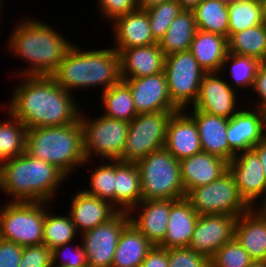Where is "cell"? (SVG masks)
<instances>
[{"instance_id": "cell-1", "label": "cell", "mask_w": 266, "mask_h": 267, "mask_svg": "<svg viewBox=\"0 0 266 267\" xmlns=\"http://www.w3.org/2000/svg\"><path fill=\"white\" fill-rule=\"evenodd\" d=\"M20 78L22 80H18L19 85L12 89L14 92L5 109L27 129L63 126L79 120L82 111L80 102L50 76Z\"/></svg>"}, {"instance_id": "cell-2", "label": "cell", "mask_w": 266, "mask_h": 267, "mask_svg": "<svg viewBox=\"0 0 266 267\" xmlns=\"http://www.w3.org/2000/svg\"><path fill=\"white\" fill-rule=\"evenodd\" d=\"M17 24V25H16ZM6 42V49L20 57L27 67L16 72L20 76H50L60 65L73 42L55 27L38 18H24L16 22ZM71 42V43H70Z\"/></svg>"}, {"instance_id": "cell-3", "label": "cell", "mask_w": 266, "mask_h": 267, "mask_svg": "<svg viewBox=\"0 0 266 267\" xmlns=\"http://www.w3.org/2000/svg\"><path fill=\"white\" fill-rule=\"evenodd\" d=\"M67 178L55 165L26 152L0 163V191L11 202L52 203Z\"/></svg>"}, {"instance_id": "cell-4", "label": "cell", "mask_w": 266, "mask_h": 267, "mask_svg": "<svg viewBox=\"0 0 266 267\" xmlns=\"http://www.w3.org/2000/svg\"><path fill=\"white\" fill-rule=\"evenodd\" d=\"M50 77L72 94L99 86L102 92L122 80L119 53L113 47L84 50L73 44Z\"/></svg>"}, {"instance_id": "cell-5", "label": "cell", "mask_w": 266, "mask_h": 267, "mask_svg": "<svg viewBox=\"0 0 266 267\" xmlns=\"http://www.w3.org/2000/svg\"><path fill=\"white\" fill-rule=\"evenodd\" d=\"M25 152L55 165L67 177L89 163L84 155L80 118L63 126L27 129Z\"/></svg>"}, {"instance_id": "cell-6", "label": "cell", "mask_w": 266, "mask_h": 267, "mask_svg": "<svg viewBox=\"0 0 266 267\" xmlns=\"http://www.w3.org/2000/svg\"><path fill=\"white\" fill-rule=\"evenodd\" d=\"M142 200H179L185 198L180 162L165 148L150 153L137 162Z\"/></svg>"}, {"instance_id": "cell-7", "label": "cell", "mask_w": 266, "mask_h": 267, "mask_svg": "<svg viewBox=\"0 0 266 267\" xmlns=\"http://www.w3.org/2000/svg\"><path fill=\"white\" fill-rule=\"evenodd\" d=\"M7 202L0 205L1 239L22 247L43 244L45 213L51 203Z\"/></svg>"}, {"instance_id": "cell-8", "label": "cell", "mask_w": 266, "mask_h": 267, "mask_svg": "<svg viewBox=\"0 0 266 267\" xmlns=\"http://www.w3.org/2000/svg\"><path fill=\"white\" fill-rule=\"evenodd\" d=\"M86 114L82 111L80 114L83 150L86 160H93L94 155L99 160L123 161V150L129 122L111 119L103 116L102 113L96 118H89Z\"/></svg>"}, {"instance_id": "cell-9", "label": "cell", "mask_w": 266, "mask_h": 267, "mask_svg": "<svg viewBox=\"0 0 266 267\" xmlns=\"http://www.w3.org/2000/svg\"><path fill=\"white\" fill-rule=\"evenodd\" d=\"M185 198L199 216L229 214L239 217L251 208L240 196L235 179L229 170L219 179L191 189Z\"/></svg>"}, {"instance_id": "cell-10", "label": "cell", "mask_w": 266, "mask_h": 267, "mask_svg": "<svg viewBox=\"0 0 266 267\" xmlns=\"http://www.w3.org/2000/svg\"><path fill=\"white\" fill-rule=\"evenodd\" d=\"M177 111L138 114L129 122L123 162L137 163L150 153L164 148L167 126Z\"/></svg>"}, {"instance_id": "cell-11", "label": "cell", "mask_w": 266, "mask_h": 267, "mask_svg": "<svg viewBox=\"0 0 266 267\" xmlns=\"http://www.w3.org/2000/svg\"><path fill=\"white\" fill-rule=\"evenodd\" d=\"M164 72L172 103L179 110L191 107L197 99L200 83L206 73L192 53L188 50L167 55Z\"/></svg>"}, {"instance_id": "cell-12", "label": "cell", "mask_w": 266, "mask_h": 267, "mask_svg": "<svg viewBox=\"0 0 266 267\" xmlns=\"http://www.w3.org/2000/svg\"><path fill=\"white\" fill-rule=\"evenodd\" d=\"M129 223L128 212L118 211L106 223L80 234L89 267H112L119 237Z\"/></svg>"}, {"instance_id": "cell-13", "label": "cell", "mask_w": 266, "mask_h": 267, "mask_svg": "<svg viewBox=\"0 0 266 267\" xmlns=\"http://www.w3.org/2000/svg\"><path fill=\"white\" fill-rule=\"evenodd\" d=\"M228 170L235 179L240 196L251 208L266 207V179L254 149L235 155L228 163ZM259 199L261 203L258 205Z\"/></svg>"}, {"instance_id": "cell-14", "label": "cell", "mask_w": 266, "mask_h": 267, "mask_svg": "<svg viewBox=\"0 0 266 267\" xmlns=\"http://www.w3.org/2000/svg\"><path fill=\"white\" fill-rule=\"evenodd\" d=\"M220 73L206 72L204 74L197 99L189 108L230 119L242 108V105L237 103L239 98L237 96L240 95L227 83L226 79L223 80V76L221 79Z\"/></svg>"}, {"instance_id": "cell-15", "label": "cell", "mask_w": 266, "mask_h": 267, "mask_svg": "<svg viewBox=\"0 0 266 267\" xmlns=\"http://www.w3.org/2000/svg\"><path fill=\"white\" fill-rule=\"evenodd\" d=\"M236 219V216L229 214L199 216L188 248L210 259L234 238Z\"/></svg>"}, {"instance_id": "cell-16", "label": "cell", "mask_w": 266, "mask_h": 267, "mask_svg": "<svg viewBox=\"0 0 266 267\" xmlns=\"http://www.w3.org/2000/svg\"><path fill=\"white\" fill-rule=\"evenodd\" d=\"M242 105L244 108L228 119L227 127L229 147L236 155L253 149L266 137V111Z\"/></svg>"}, {"instance_id": "cell-17", "label": "cell", "mask_w": 266, "mask_h": 267, "mask_svg": "<svg viewBox=\"0 0 266 267\" xmlns=\"http://www.w3.org/2000/svg\"><path fill=\"white\" fill-rule=\"evenodd\" d=\"M130 87L137 114L179 111L172 103L165 72L135 79H123Z\"/></svg>"}, {"instance_id": "cell-18", "label": "cell", "mask_w": 266, "mask_h": 267, "mask_svg": "<svg viewBox=\"0 0 266 267\" xmlns=\"http://www.w3.org/2000/svg\"><path fill=\"white\" fill-rule=\"evenodd\" d=\"M176 201L163 199L141 200L138 205L128 211L130 223L153 246H159L166 236L171 206Z\"/></svg>"}, {"instance_id": "cell-19", "label": "cell", "mask_w": 266, "mask_h": 267, "mask_svg": "<svg viewBox=\"0 0 266 267\" xmlns=\"http://www.w3.org/2000/svg\"><path fill=\"white\" fill-rule=\"evenodd\" d=\"M185 111L196 122L202 151L230 163L236 154L230 149L227 140L228 119L210 115L196 109L187 108Z\"/></svg>"}, {"instance_id": "cell-20", "label": "cell", "mask_w": 266, "mask_h": 267, "mask_svg": "<svg viewBox=\"0 0 266 267\" xmlns=\"http://www.w3.org/2000/svg\"><path fill=\"white\" fill-rule=\"evenodd\" d=\"M234 238L253 261L266 260V207L250 208L236 219Z\"/></svg>"}, {"instance_id": "cell-21", "label": "cell", "mask_w": 266, "mask_h": 267, "mask_svg": "<svg viewBox=\"0 0 266 267\" xmlns=\"http://www.w3.org/2000/svg\"><path fill=\"white\" fill-rule=\"evenodd\" d=\"M164 148L179 161L202 152L196 122L187 111L179 110L172 115Z\"/></svg>"}, {"instance_id": "cell-22", "label": "cell", "mask_w": 266, "mask_h": 267, "mask_svg": "<svg viewBox=\"0 0 266 267\" xmlns=\"http://www.w3.org/2000/svg\"><path fill=\"white\" fill-rule=\"evenodd\" d=\"M69 205L68 214L80 234L106 223L118 212L108 201L89 195L83 189L72 196Z\"/></svg>"}, {"instance_id": "cell-23", "label": "cell", "mask_w": 266, "mask_h": 267, "mask_svg": "<svg viewBox=\"0 0 266 267\" xmlns=\"http://www.w3.org/2000/svg\"><path fill=\"white\" fill-rule=\"evenodd\" d=\"M113 37L118 53L127 48L153 45L157 43L151 33L147 12L137 9L118 17L112 23Z\"/></svg>"}, {"instance_id": "cell-24", "label": "cell", "mask_w": 266, "mask_h": 267, "mask_svg": "<svg viewBox=\"0 0 266 267\" xmlns=\"http://www.w3.org/2000/svg\"><path fill=\"white\" fill-rule=\"evenodd\" d=\"M121 79H135L164 71L166 55L159 44L123 49L119 52Z\"/></svg>"}, {"instance_id": "cell-25", "label": "cell", "mask_w": 266, "mask_h": 267, "mask_svg": "<svg viewBox=\"0 0 266 267\" xmlns=\"http://www.w3.org/2000/svg\"><path fill=\"white\" fill-rule=\"evenodd\" d=\"M179 162L185 195L193 188L207 185L219 179L228 171L227 161L203 151Z\"/></svg>"}, {"instance_id": "cell-26", "label": "cell", "mask_w": 266, "mask_h": 267, "mask_svg": "<svg viewBox=\"0 0 266 267\" xmlns=\"http://www.w3.org/2000/svg\"><path fill=\"white\" fill-rule=\"evenodd\" d=\"M198 217L199 215L186 198L177 200L171 206L167 233L159 246L166 249L188 248Z\"/></svg>"}, {"instance_id": "cell-27", "label": "cell", "mask_w": 266, "mask_h": 267, "mask_svg": "<svg viewBox=\"0 0 266 267\" xmlns=\"http://www.w3.org/2000/svg\"><path fill=\"white\" fill-rule=\"evenodd\" d=\"M189 51L205 72H221L228 54V39L197 29Z\"/></svg>"}, {"instance_id": "cell-28", "label": "cell", "mask_w": 266, "mask_h": 267, "mask_svg": "<svg viewBox=\"0 0 266 267\" xmlns=\"http://www.w3.org/2000/svg\"><path fill=\"white\" fill-rule=\"evenodd\" d=\"M115 208L128 212L142 200L137 163L115 160Z\"/></svg>"}, {"instance_id": "cell-29", "label": "cell", "mask_w": 266, "mask_h": 267, "mask_svg": "<svg viewBox=\"0 0 266 267\" xmlns=\"http://www.w3.org/2000/svg\"><path fill=\"white\" fill-rule=\"evenodd\" d=\"M153 245L131 223L122 231L112 267H140Z\"/></svg>"}, {"instance_id": "cell-30", "label": "cell", "mask_w": 266, "mask_h": 267, "mask_svg": "<svg viewBox=\"0 0 266 267\" xmlns=\"http://www.w3.org/2000/svg\"><path fill=\"white\" fill-rule=\"evenodd\" d=\"M197 31L192 10H183L171 23L164 37L158 42L161 51L167 56L188 51Z\"/></svg>"}, {"instance_id": "cell-31", "label": "cell", "mask_w": 266, "mask_h": 267, "mask_svg": "<svg viewBox=\"0 0 266 267\" xmlns=\"http://www.w3.org/2000/svg\"><path fill=\"white\" fill-rule=\"evenodd\" d=\"M100 94L101 107H104L103 116L130 122L138 115L131 89L123 80Z\"/></svg>"}, {"instance_id": "cell-32", "label": "cell", "mask_w": 266, "mask_h": 267, "mask_svg": "<svg viewBox=\"0 0 266 267\" xmlns=\"http://www.w3.org/2000/svg\"><path fill=\"white\" fill-rule=\"evenodd\" d=\"M197 29L229 39L228 6L218 0H204L193 10Z\"/></svg>"}, {"instance_id": "cell-33", "label": "cell", "mask_w": 266, "mask_h": 267, "mask_svg": "<svg viewBox=\"0 0 266 267\" xmlns=\"http://www.w3.org/2000/svg\"><path fill=\"white\" fill-rule=\"evenodd\" d=\"M228 53L266 59V27L263 24L234 33L228 39Z\"/></svg>"}, {"instance_id": "cell-34", "label": "cell", "mask_w": 266, "mask_h": 267, "mask_svg": "<svg viewBox=\"0 0 266 267\" xmlns=\"http://www.w3.org/2000/svg\"><path fill=\"white\" fill-rule=\"evenodd\" d=\"M50 208L46 210L43 225V244L51 250L66 243L76 242L78 234L69 214H52Z\"/></svg>"}, {"instance_id": "cell-35", "label": "cell", "mask_w": 266, "mask_h": 267, "mask_svg": "<svg viewBox=\"0 0 266 267\" xmlns=\"http://www.w3.org/2000/svg\"><path fill=\"white\" fill-rule=\"evenodd\" d=\"M8 120H0V163L25 152L27 127L10 112Z\"/></svg>"}, {"instance_id": "cell-36", "label": "cell", "mask_w": 266, "mask_h": 267, "mask_svg": "<svg viewBox=\"0 0 266 267\" xmlns=\"http://www.w3.org/2000/svg\"><path fill=\"white\" fill-rule=\"evenodd\" d=\"M260 63L261 62L258 59L250 56L228 53L225 60L223 61L221 72L223 74V72L228 68L227 66H229L230 74H227L233 80L232 83L231 81H227V83L238 92V89L242 91L244 88H250V90H252L257 68Z\"/></svg>"}, {"instance_id": "cell-37", "label": "cell", "mask_w": 266, "mask_h": 267, "mask_svg": "<svg viewBox=\"0 0 266 267\" xmlns=\"http://www.w3.org/2000/svg\"><path fill=\"white\" fill-rule=\"evenodd\" d=\"M229 38L237 32L263 24L260 0H242L228 5Z\"/></svg>"}, {"instance_id": "cell-38", "label": "cell", "mask_w": 266, "mask_h": 267, "mask_svg": "<svg viewBox=\"0 0 266 267\" xmlns=\"http://www.w3.org/2000/svg\"><path fill=\"white\" fill-rule=\"evenodd\" d=\"M100 160V164L91 170L89 187L83 189L87 194L108 201L115 207V160Z\"/></svg>"}, {"instance_id": "cell-39", "label": "cell", "mask_w": 266, "mask_h": 267, "mask_svg": "<svg viewBox=\"0 0 266 267\" xmlns=\"http://www.w3.org/2000/svg\"><path fill=\"white\" fill-rule=\"evenodd\" d=\"M177 0L164 2L147 10L151 33L158 43L164 37L174 19L183 11Z\"/></svg>"}, {"instance_id": "cell-40", "label": "cell", "mask_w": 266, "mask_h": 267, "mask_svg": "<svg viewBox=\"0 0 266 267\" xmlns=\"http://www.w3.org/2000/svg\"><path fill=\"white\" fill-rule=\"evenodd\" d=\"M252 262L248 252L233 238L210 258V267H248Z\"/></svg>"}, {"instance_id": "cell-41", "label": "cell", "mask_w": 266, "mask_h": 267, "mask_svg": "<svg viewBox=\"0 0 266 267\" xmlns=\"http://www.w3.org/2000/svg\"><path fill=\"white\" fill-rule=\"evenodd\" d=\"M71 243L74 242L52 249L53 267H89L87 255L81 241L75 244Z\"/></svg>"}, {"instance_id": "cell-42", "label": "cell", "mask_w": 266, "mask_h": 267, "mask_svg": "<svg viewBox=\"0 0 266 267\" xmlns=\"http://www.w3.org/2000/svg\"><path fill=\"white\" fill-rule=\"evenodd\" d=\"M168 267H210V259L190 248L168 249Z\"/></svg>"}, {"instance_id": "cell-43", "label": "cell", "mask_w": 266, "mask_h": 267, "mask_svg": "<svg viewBox=\"0 0 266 267\" xmlns=\"http://www.w3.org/2000/svg\"><path fill=\"white\" fill-rule=\"evenodd\" d=\"M96 7L100 11L101 18L107 19L106 22L112 23L118 17L124 16L137 10L138 0H97Z\"/></svg>"}, {"instance_id": "cell-44", "label": "cell", "mask_w": 266, "mask_h": 267, "mask_svg": "<svg viewBox=\"0 0 266 267\" xmlns=\"http://www.w3.org/2000/svg\"><path fill=\"white\" fill-rule=\"evenodd\" d=\"M18 267H53L52 250L45 244L25 246Z\"/></svg>"}, {"instance_id": "cell-45", "label": "cell", "mask_w": 266, "mask_h": 267, "mask_svg": "<svg viewBox=\"0 0 266 267\" xmlns=\"http://www.w3.org/2000/svg\"><path fill=\"white\" fill-rule=\"evenodd\" d=\"M23 247L19 244L0 239V267H18Z\"/></svg>"}, {"instance_id": "cell-46", "label": "cell", "mask_w": 266, "mask_h": 267, "mask_svg": "<svg viewBox=\"0 0 266 267\" xmlns=\"http://www.w3.org/2000/svg\"><path fill=\"white\" fill-rule=\"evenodd\" d=\"M254 92L253 94H256V97H258V100L254 102L252 101V104L248 103V107H253L257 109H261L266 111V63L261 62L258 65L254 84L252 87L251 92Z\"/></svg>"}, {"instance_id": "cell-47", "label": "cell", "mask_w": 266, "mask_h": 267, "mask_svg": "<svg viewBox=\"0 0 266 267\" xmlns=\"http://www.w3.org/2000/svg\"><path fill=\"white\" fill-rule=\"evenodd\" d=\"M168 249L153 246L146 254L140 267H168Z\"/></svg>"}, {"instance_id": "cell-48", "label": "cell", "mask_w": 266, "mask_h": 267, "mask_svg": "<svg viewBox=\"0 0 266 267\" xmlns=\"http://www.w3.org/2000/svg\"><path fill=\"white\" fill-rule=\"evenodd\" d=\"M253 149L257 152L259 156L266 179V137L256 146H254Z\"/></svg>"}, {"instance_id": "cell-49", "label": "cell", "mask_w": 266, "mask_h": 267, "mask_svg": "<svg viewBox=\"0 0 266 267\" xmlns=\"http://www.w3.org/2000/svg\"><path fill=\"white\" fill-rule=\"evenodd\" d=\"M168 1H171V0H138V7L139 9L147 10L151 7L160 5Z\"/></svg>"}, {"instance_id": "cell-50", "label": "cell", "mask_w": 266, "mask_h": 267, "mask_svg": "<svg viewBox=\"0 0 266 267\" xmlns=\"http://www.w3.org/2000/svg\"><path fill=\"white\" fill-rule=\"evenodd\" d=\"M181 7L185 10H193L198 4L204 0H177Z\"/></svg>"}, {"instance_id": "cell-51", "label": "cell", "mask_w": 266, "mask_h": 267, "mask_svg": "<svg viewBox=\"0 0 266 267\" xmlns=\"http://www.w3.org/2000/svg\"><path fill=\"white\" fill-rule=\"evenodd\" d=\"M262 6L263 25L266 27V0H260Z\"/></svg>"}, {"instance_id": "cell-52", "label": "cell", "mask_w": 266, "mask_h": 267, "mask_svg": "<svg viewBox=\"0 0 266 267\" xmlns=\"http://www.w3.org/2000/svg\"><path fill=\"white\" fill-rule=\"evenodd\" d=\"M248 267H266L265 261H253Z\"/></svg>"}, {"instance_id": "cell-53", "label": "cell", "mask_w": 266, "mask_h": 267, "mask_svg": "<svg viewBox=\"0 0 266 267\" xmlns=\"http://www.w3.org/2000/svg\"><path fill=\"white\" fill-rule=\"evenodd\" d=\"M218 1H220V2H222V3H224L225 5H231V4H234V3H237V2H240V1H242V0H218Z\"/></svg>"}, {"instance_id": "cell-54", "label": "cell", "mask_w": 266, "mask_h": 267, "mask_svg": "<svg viewBox=\"0 0 266 267\" xmlns=\"http://www.w3.org/2000/svg\"><path fill=\"white\" fill-rule=\"evenodd\" d=\"M2 2H3V0H0V18H1V15L3 14V13L1 12V11H3V8H2V7H3V5H2L3 3H2ZM0 22H1V20H0ZM0 25H1V24H0Z\"/></svg>"}]
</instances>
